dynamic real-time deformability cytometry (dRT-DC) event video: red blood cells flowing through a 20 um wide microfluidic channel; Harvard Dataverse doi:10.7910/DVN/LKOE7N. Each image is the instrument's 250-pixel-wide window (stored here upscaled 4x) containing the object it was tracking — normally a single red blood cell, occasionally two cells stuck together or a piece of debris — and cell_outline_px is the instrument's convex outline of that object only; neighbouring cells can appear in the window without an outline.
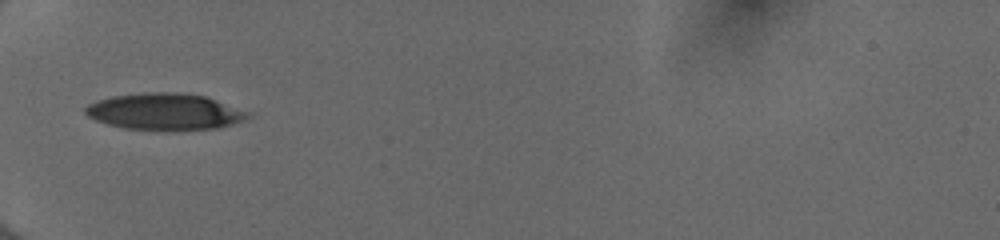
{"species": "human", "species_latin": "Homo sapiens", "temperature_condition": "cold", "stored_images_in_passage": 33, "camera_frame_rate_fps": 3000, "um_per_image_px": 0.085, "donor": {"sex": "female"}, "frame": {"image": 1, "passage_image": 1, "time_ms": 0.0, "image_size_px": [1000, 240], "cell_outline_px": [[252, 112], [244, 120], [232, 124], [216, 128], [124, 128], [108, 124], [96, 120], [88, 116], [84, 112], [84, 108], [88, 104], [96, 100], [112, 96], [144, 92], [176, 92], [204, 96]], "centroid_in_image_um": [13.98, 9.45], "position_along_channel_um": 71.0, "area_um2": 33.81}}
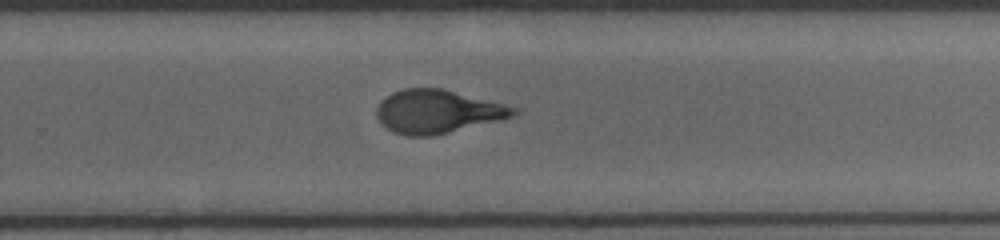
{"frame": {"image": 2, "passage_image": 18, "time_ms": 5.667, "image_size_px": [1000, 240], "cell_outline_px": [[520, 108], [512, 116], [500, 120], [432, 136], [408, 136], [392, 132], [380, 124], [376, 116], [376, 108], [380, 100], [392, 92], [404, 88], [444, 88]], "centroid_in_image_um": [37.14, 9.47], "position_along_channel_um": 292.7, "area_um2": 34.85}}
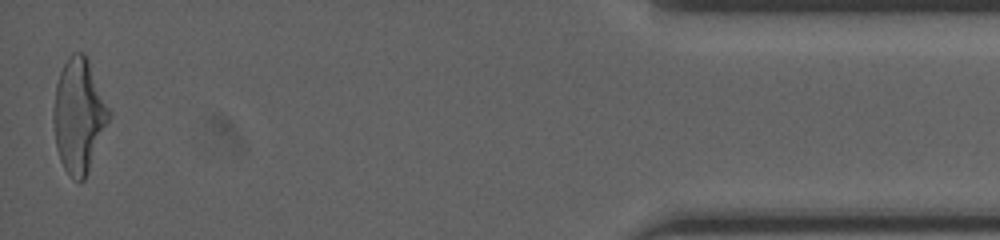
{"frame": {"image": 3, "passage_image": 33, "time_ms": 10.667, "image_size_px": [1000, 240], "cell_outline_px": [[112, 116], [88, 172], [84, 180], [80, 184], [72, 180], [64, 168], [60, 160], [56, 148], [52, 120], [52, 108], [56, 84], [60, 72], [68, 56], [72, 52], [84, 52], [88, 60], [112, 112]], "centroid_in_image_um": [6.7, 9.86], "position_along_channel_um": 428.5, "area_um2": 37.63}, "authors_computed_cell_mechanics": {"area_um2": 35.4892, "velocity_mm_per_s": 4.017, "shape_relaxation_time_tau1_ms": 3.3676, "shape_relaxation_time_tau2_ms": 1.0229, "deformation_change_tau1": 0.1557, "deformation_change_tau2": 0.0783}}